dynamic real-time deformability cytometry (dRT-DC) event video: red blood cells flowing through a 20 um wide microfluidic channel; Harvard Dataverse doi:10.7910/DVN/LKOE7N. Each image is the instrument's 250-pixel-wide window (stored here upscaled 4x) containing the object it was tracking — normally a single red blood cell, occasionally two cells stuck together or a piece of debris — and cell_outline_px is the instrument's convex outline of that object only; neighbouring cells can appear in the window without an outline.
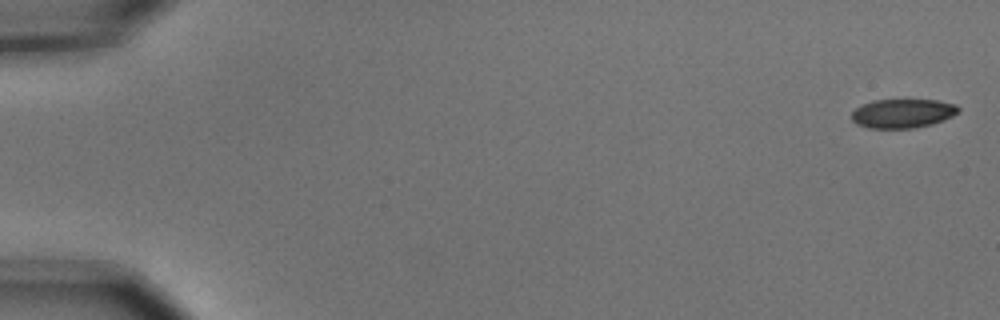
{"species": "common noctule bat (a hibernating species)", "species_latin": "Nyctalus noctula", "temperature_condition": "cold", "stored_images_in_passage": 9, "camera_frame_rate_fps": 3000, "um_per_image_px": 0.085, "animal": {"sex": "male", "body_mass_g": 15.6}, "frame": {"image": 1, "passage_image": 1, "time_ms": 0.0, "image_size_px": [1000, 320], "cell_outline_px": [[960, 112], [944, 120], [932, 124], [912, 128], [868, 128], [856, 124], [852, 120], [852, 112], [856, 108], [872, 100], [936, 100], [956, 104], [960, 108]], "centroid_in_image_um": [76.74, 9.64], "position_along_channel_um": 8.3, "area_um2": 18.09}}
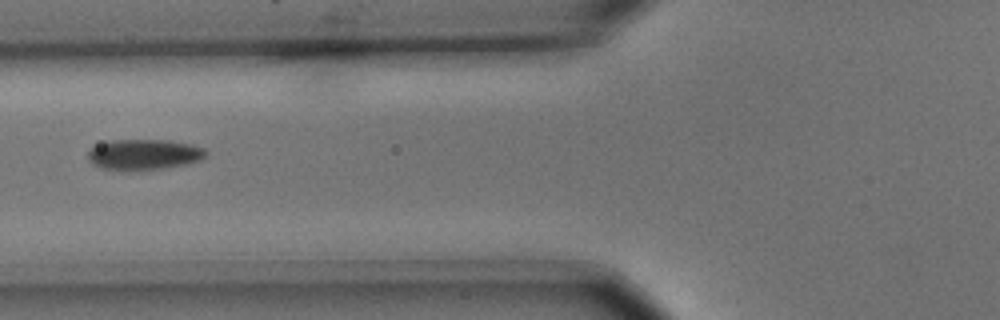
{"frame": {"image": 2, "passage_image": 6, "time_ms": 1.667, "image_size_px": [1000, 320], "cell_outline_px": [[208, 156], [200, 160], [188, 164], [164, 168], [124, 172], [100, 168], [92, 164], [88, 160], [88, 152], [92, 148], [100, 144], [112, 140], [168, 140], [192, 144], [204, 148], [208, 152]], "centroid_in_image_um": [12.26, 13.16], "position_along_channel_um": 113.5, "area_um2": 21.5}}
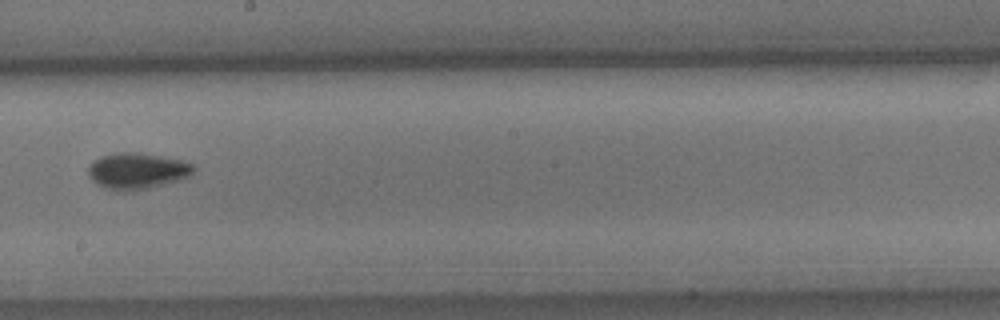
{"frame": {"image": 3, "passage_image": 9, "time_ms": 2.667, "image_size_px": [1000, 320], "cell_outline_px": [[196, 168], [188, 176], [180, 180], [148, 188], [120, 192], [116, 192], [104, 188], [92, 180], [88, 176], [88, 164], [92, 160], [100, 156], [116, 152], [140, 152], [180, 160], [196, 164]], "centroid_in_image_um": [11.61, 14.52], "position_along_channel_um": 236.6, "area_um2": 22.54}}